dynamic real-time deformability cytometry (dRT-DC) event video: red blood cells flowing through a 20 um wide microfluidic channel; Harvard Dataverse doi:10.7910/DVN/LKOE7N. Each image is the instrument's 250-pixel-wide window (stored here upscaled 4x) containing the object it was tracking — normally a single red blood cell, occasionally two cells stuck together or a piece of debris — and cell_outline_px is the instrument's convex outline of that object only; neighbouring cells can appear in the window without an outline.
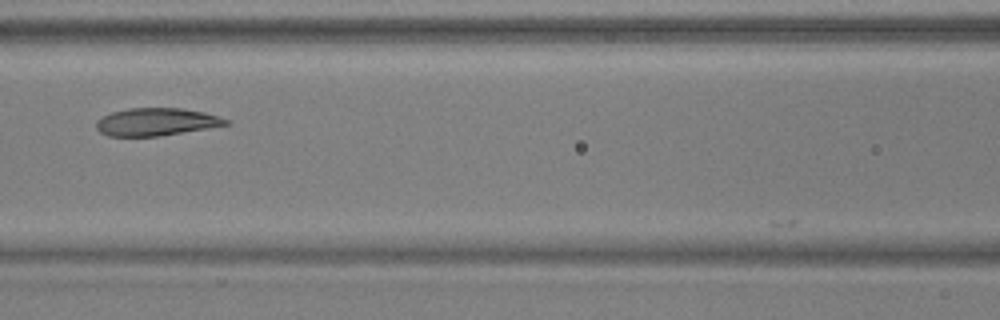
{"species": "common noctule bat (a hibernating species)", "species_latin": "Nyctalus noctula", "temperature_condition": "warm", "stored_images_in_passage": 4, "camera_frame_rate_fps": 3000, "um_per_image_px": 0.085, "animal": {"sex": "male", "body_mass_g": 17.9, "forearm_length_mm": 54.2}, "frame": {"image": 1, "passage_image": 4, "time_ms": 1.0, "image_size_px": [1000, 320], "cell_outline_px": [[228, 124], [208, 128], [160, 136], [108, 136], [100, 132], [96, 128], [96, 120], [112, 112], [128, 108], [180, 108], [204, 112], [228, 120]], "centroid_in_image_um": [13.24, 10.36], "position_along_channel_um": 153.4, "area_um2": 20.69}}